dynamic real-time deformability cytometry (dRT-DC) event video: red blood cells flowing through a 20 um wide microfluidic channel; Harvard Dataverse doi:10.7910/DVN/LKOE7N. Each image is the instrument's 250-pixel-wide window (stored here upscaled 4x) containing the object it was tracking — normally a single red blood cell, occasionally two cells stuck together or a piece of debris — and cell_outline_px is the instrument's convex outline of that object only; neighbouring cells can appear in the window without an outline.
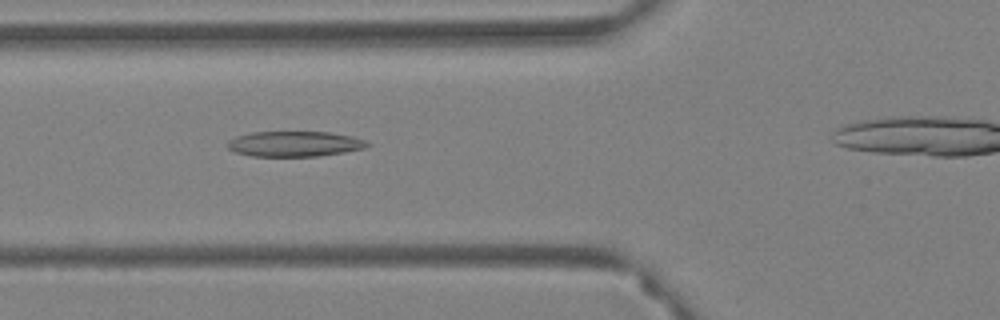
{"species": "Egyptian fruit bat (a non-hibernating species)", "species_latin": "Rousettus aegyptiacus", "temperature_condition": "warm", "stored_images_in_passage": 46, "camera_frame_rate_fps": 3000, "um_per_image_px": 0.085, "animal": {"sex": "female"}, "frame": {"image": 1, "passage_image": 15, "time_ms": 4.667, "image_size_px": [1000, 320], "cell_outline_px": [[372, 144], [364, 148], [344, 152], [320, 156], [252, 156], [236, 152], [228, 148], [224, 144], [228, 140], [236, 136], [252, 132], [328, 132], [352, 136], [364, 140]], "centroid_in_image_um": [25.01, 12.23], "position_along_channel_um": 100.8, "area_um2": 20.69}}
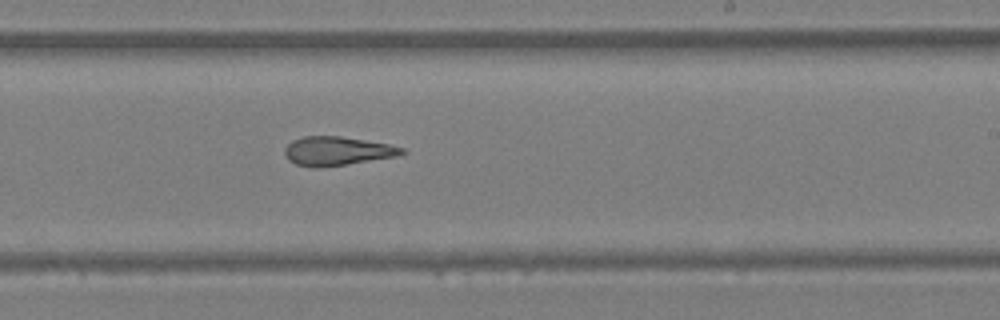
{"frame": {"image": 2, "passage_image": 29, "time_ms": 9.333, "image_size_px": [1000, 320], "cell_outline_px": [[408, 152], [396, 156], [320, 168], [312, 168], [296, 164], [288, 160], [284, 152], [284, 148], [292, 140], [304, 136], [340, 136], [388, 144], [404, 148]], "centroid_in_image_um": [28.62, 12.84], "position_along_channel_um": 260.4, "area_um2": 19.65}}
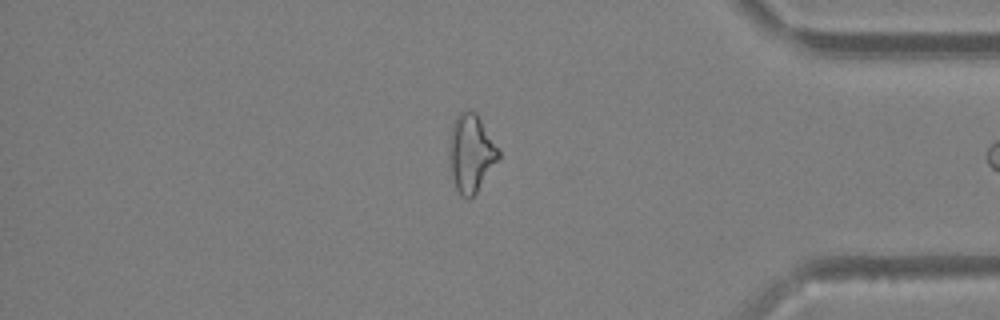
{"frame": {"image": 3, "passage_image": 43, "time_ms": 14.0, "image_size_px": [1000, 320], "cell_outline_px": [[500, 156], [476, 192], [468, 200], [456, 188], [452, 176], [448, 156], [448, 144], [452, 124], [456, 116], [460, 112], [468, 108], [476, 112], [500, 152]], "centroid_in_image_um": [40.0, 12.96], "position_along_channel_um": 395.2, "area_um2": 22.14}, "authors_computed_cell_mechanics": {"area_um2": 20.9814, "velocity_mm_per_s": 3.4228, "shape_relaxation_time_tau1_ms": null, "shape_relaxation_time_tau2_ms": 3.9697, "deformation_change_tau1": null, "deformation_change_tau2": 0.1477}}